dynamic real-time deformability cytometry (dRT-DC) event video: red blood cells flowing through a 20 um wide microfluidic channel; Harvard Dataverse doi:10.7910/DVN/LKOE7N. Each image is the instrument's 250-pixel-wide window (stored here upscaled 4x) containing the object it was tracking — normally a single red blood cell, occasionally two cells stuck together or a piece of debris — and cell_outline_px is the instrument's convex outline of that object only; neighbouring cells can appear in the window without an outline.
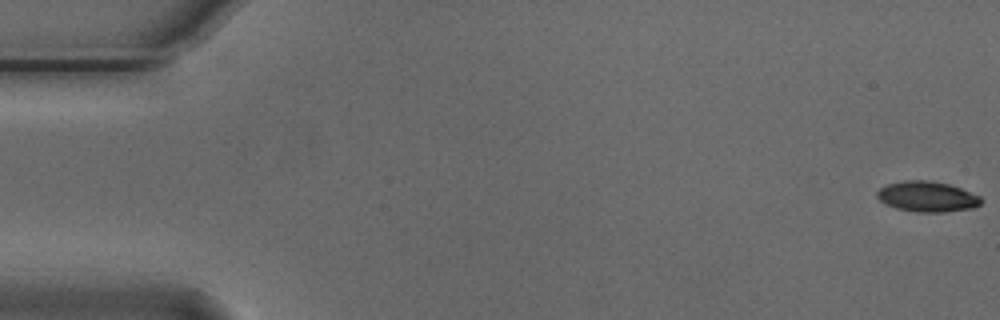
{"species": "Egyptian fruit bat (a non-hibernating species)", "species_latin": "Rousettus aegyptiacus", "temperature_condition": "cold", "stored_images_in_passage": 55, "camera_frame_rate_fps": 3000, "um_per_image_px": 0.085, "animal": {"sex": "male"}, "frame": {"image": 1, "passage_image": 1, "time_ms": 0.0, "image_size_px": [1000, 320], "cell_outline_px": [[984, 200], [980, 204], [972, 208], [944, 212], [916, 212], [896, 208], [884, 204], [876, 196], [876, 192], [880, 188], [888, 184], [904, 180], [928, 180], [948, 184], [960, 188], [980, 196]], "centroid_in_image_um": [78.8, 16.71], "position_along_channel_um": 6.2, "area_um2": 18.5}}
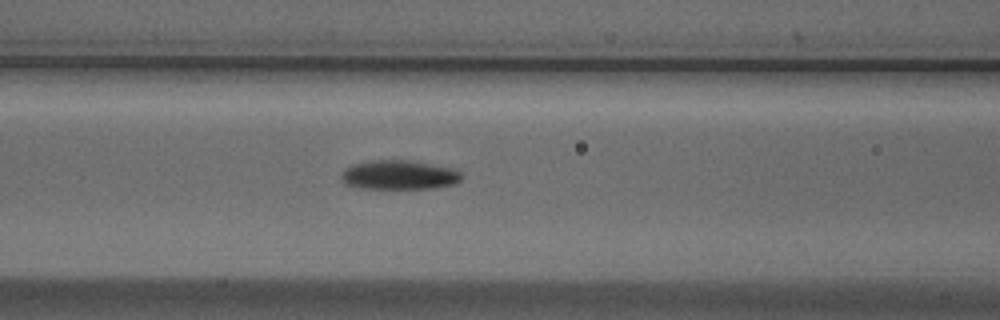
{"frame": {"image": 2, "passage_image": 23, "time_ms": 7.333, "image_size_px": [1000, 320], "cell_outline_px": [[464, 176], [456, 184], [432, 188], [360, 188], [344, 184], [340, 176], [344, 168], [352, 164], [372, 160], [412, 160], [456, 168]], "centroid_in_image_um": [33.95, 14.85], "position_along_channel_um": 132.7, "area_um2": 20.87}}
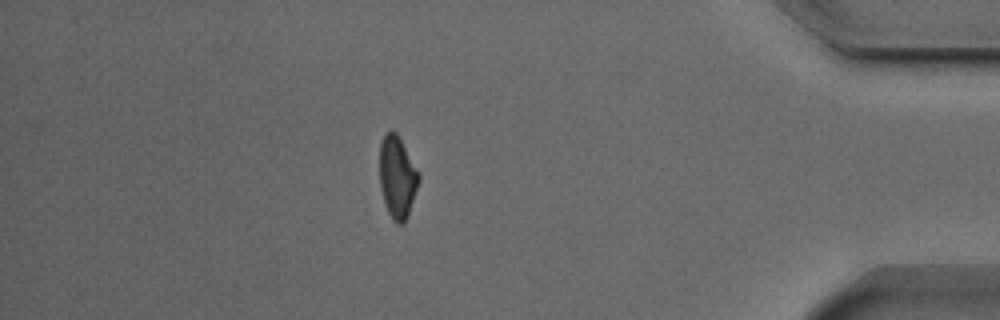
{"frame": {"image": 3, "passage_image": 48, "time_ms": 15.667, "image_size_px": [1000, 320], "cell_outline_px": [[420, 180], [408, 216], [404, 224], [396, 224], [392, 220], [388, 212], [380, 188], [380, 144], [384, 132], [396, 132], [420, 176]], "centroid_in_image_um": [33.76, 15.1], "position_along_channel_um": 401.4, "area_um2": 18.55}, "authors_computed_cell_mechanics": {"area_um2": 19.4208, "velocity_mm_per_s": 3.7517, "shape_relaxation_time_tau1_ms": 3.1654, "shape_relaxation_time_tau2_ms": 7.0383, "deformation_change_tau1": 0.1133, "deformation_change_tau2": 0.1357}}